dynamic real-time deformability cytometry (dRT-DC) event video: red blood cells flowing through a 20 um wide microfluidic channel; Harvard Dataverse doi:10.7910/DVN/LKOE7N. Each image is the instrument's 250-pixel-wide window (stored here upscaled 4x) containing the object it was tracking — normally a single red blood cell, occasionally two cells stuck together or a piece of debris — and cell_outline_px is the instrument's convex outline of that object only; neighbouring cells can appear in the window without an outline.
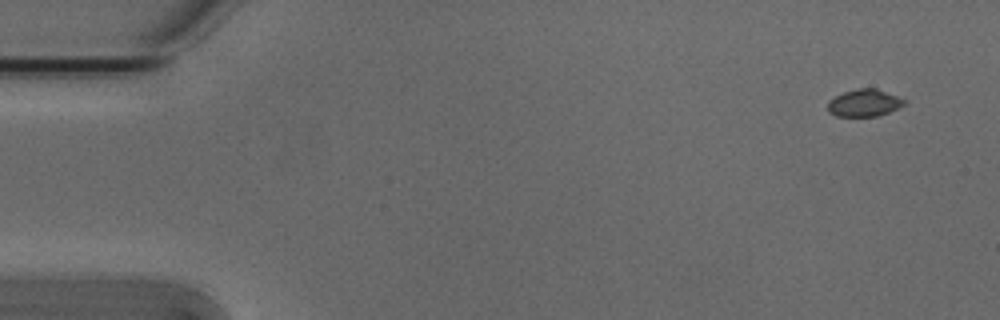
{"species": "Egyptian fruit bat (a non-hibernating species)", "species_latin": "Rousettus aegyptiacus", "temperature_condition": "cold", "stored_images_in_passage": 5, "segment_of_instrument_passage": [1, 2], "camera_frame_rate_fps": 3000, "um_per_image_px": 0.085, "animal": {"sex": "male"}, "frame": {"image": 1, "passage_image": 1, "time_ms": 0.0, "image_size_px": [1000, 320], "cell_outline_px": [[908, 100], [904, 104], [888, 112], [876, 116], [836, 116], [828, 112], [828, 100], [844, 92], [856, 88], [876, 88]], "centroid_in_image_um": [73.45, 8.74], "position_along_channel_um": 11.6, "area_um2": 12.08}}
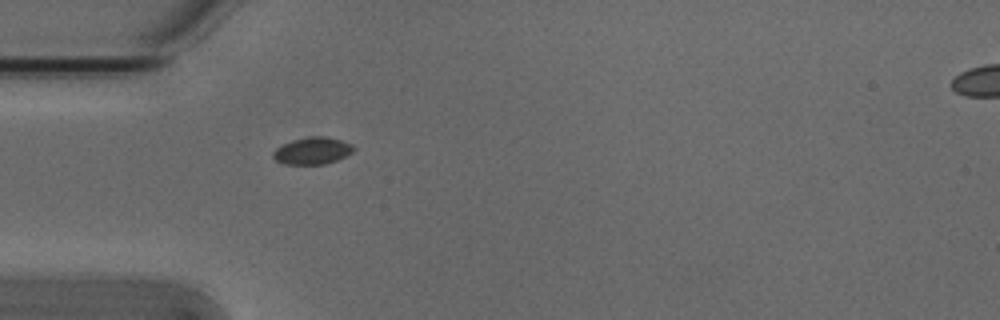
{"frame": {"image": 2, "passage_image": 4, "time_ms": 1.0, "image_size_px": [1000, 320], "cell_outline_px": [[356, 148], [352, 152], [336, 160], [324, 164], [288, 164], [276, 160], [272, 156], [272, 152], [276, 148], [292, 140], [308, 136], [324, 136], [340, 140], [352, 144]], "centroid_in_image_um": [26.56, 12.8], "position_along_channel_um": 58.4, "area_um2": 12.54}}